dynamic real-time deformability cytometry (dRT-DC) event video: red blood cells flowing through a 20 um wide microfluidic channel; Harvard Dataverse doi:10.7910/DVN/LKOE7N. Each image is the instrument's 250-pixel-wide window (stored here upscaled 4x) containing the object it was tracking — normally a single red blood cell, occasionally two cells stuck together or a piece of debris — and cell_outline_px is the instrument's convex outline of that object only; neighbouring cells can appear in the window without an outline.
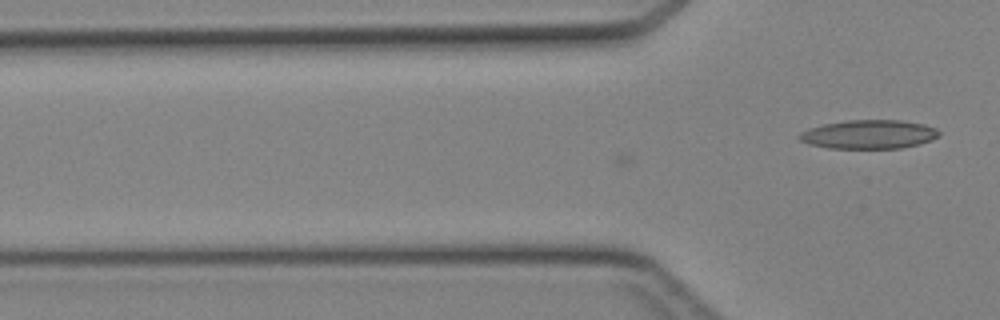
{"species": "Egyptian fruit bat (a non-hibernating species)", "species_latin": "Rousettus aegyptiacus", "temperature_condition": "cold", "stored_images_in_passage": 17, "camera_frame_rate_fps": 3000, "um_per_image_px": 0.085, "animal": {"sex": "female"}, "frame": {"image": 1, "passage_image": 17, "time_ms": 5.333, "image_size_px": [1000, 320], "cell_outline_px": [[940, 136], [932, 140], [920, 144], [900, 148], [828, 148], [812, 144], [800, 140], [796, 136], [800, 132], [808, 128], [824, 124], [844, 120], [900, 120], [924, 124], [936, 128], [940, 132]], "centroid_in_image_um": [73.87, 11.41], "position_along_channel_um": 51.9, "area_um2": 23.58}}